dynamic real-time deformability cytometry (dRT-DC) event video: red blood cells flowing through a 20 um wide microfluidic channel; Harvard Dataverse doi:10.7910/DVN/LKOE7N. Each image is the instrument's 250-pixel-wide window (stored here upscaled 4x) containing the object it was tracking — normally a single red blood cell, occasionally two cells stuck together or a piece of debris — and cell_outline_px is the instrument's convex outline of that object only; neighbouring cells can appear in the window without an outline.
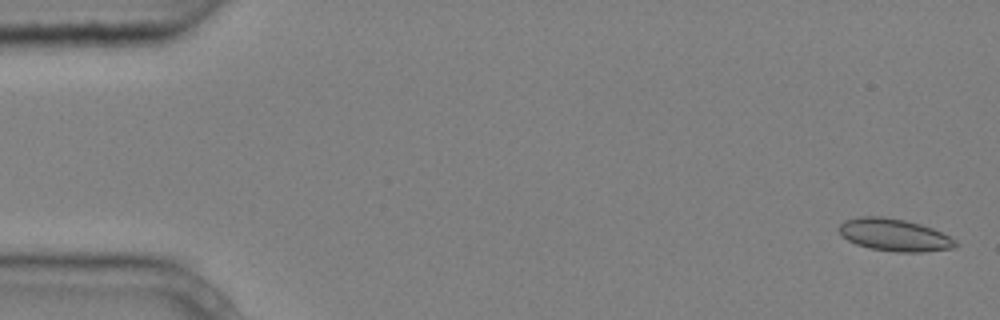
{"species": "common noctule bat (a hibernating species)", "species_latin": "Nyctalus noctula", "temperature_condition": "cold", "stored_images_in_passage": 4, "camera_frame_rate_fps": 3000, "um_per_image_px": 0.085, "animal": {"sex": "male", "body_mass_g": 20.4}, "frame": {"image": 1, "passage_image": 1, "time_ms": 0.0, "image_size_px": [1000, 320], "cell_outline_px": [[956, 248], [920, 252], [896, 252], [872, 248], [856, 244], [840, 236], [836, 228], [844, 220], [860, 216], [884, 216], [904, 220], [920, 224], [932, 228], [956, 240]], "centroid_in_image_um": [75.96, 19.96], "position_along_channel_um": 9.0, "area_um2": 22.02}}
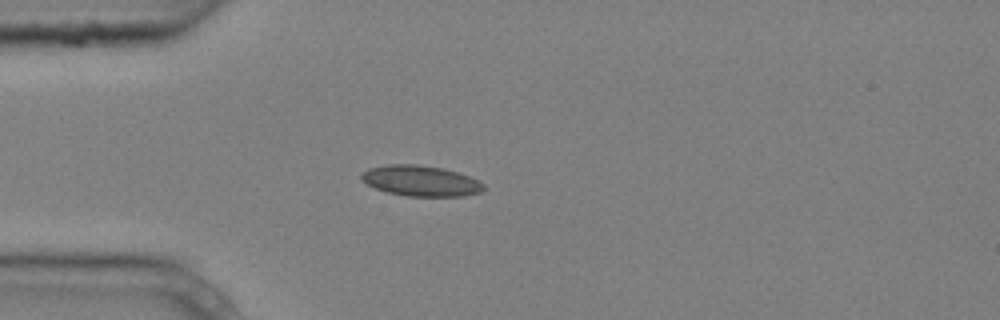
{"frame": {"image": 2, "passage_image": 4, "time_ms": 1.0, "image_size_px": [1000, 320], "cell_outline_px": [[484, 188], [480, 192], [464, 196], [408, 196], [388, 192], [376, 188], [360, 180], [360, 176], [368, 168], [388, 164], [416, 164], [444, 168], [468, 176], [484, 184]], "centroid_in_image_um": [35.74, 15.36], "position_along_channel_um": 49.3, "area_um2": 21.68}}